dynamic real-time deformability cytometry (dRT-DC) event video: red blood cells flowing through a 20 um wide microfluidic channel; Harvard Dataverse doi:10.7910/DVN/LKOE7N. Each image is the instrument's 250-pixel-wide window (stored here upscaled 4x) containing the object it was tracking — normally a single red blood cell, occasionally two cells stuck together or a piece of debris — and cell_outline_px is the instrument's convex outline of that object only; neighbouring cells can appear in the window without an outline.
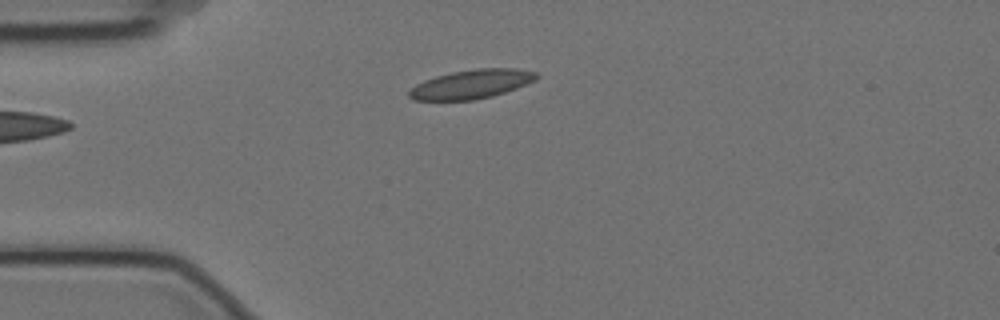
{"species": "Egyptian fruit bat (a non-hibernating species)", "species_latin": "Rousettus aegyptiacus", "temperature_condition": "cold", "stored_images_in_passage": 3, "camera_frame_rate_fps": 3000, "um_per_image_px": 0.085, "animal": {"sex": "female"}, "frame": {"image": 1, "passage_image": 3, "time_ms": 0.667, "image_size_px": [1000, 320], "cell_outline_px": [[540, 76], [536, 80], [516, 88], [492, 96], [472, 100], [412, 100], [408, 96], [408, 92], [416, 84], [424, 80], [436, 76], [452, 72], [476, 68], [516, 68], [536, 72]], "centroid_in_image_um": [40.08, 7.15], "position_along_channel_um": 44.9, "area_um2": 21.5}}